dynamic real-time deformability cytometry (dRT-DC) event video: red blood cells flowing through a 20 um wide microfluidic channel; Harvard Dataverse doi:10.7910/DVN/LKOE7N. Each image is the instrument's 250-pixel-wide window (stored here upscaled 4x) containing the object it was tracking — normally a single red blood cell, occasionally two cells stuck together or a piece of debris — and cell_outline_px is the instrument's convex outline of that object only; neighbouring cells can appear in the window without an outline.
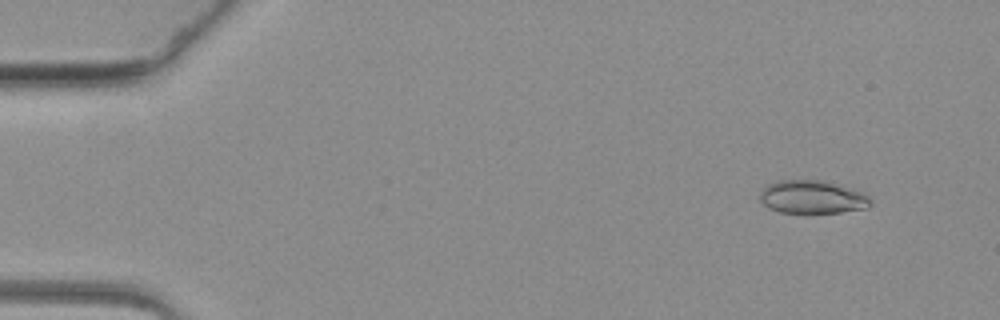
{"species": "common noctule bat (a hibernating species)", "species_latin": "Nyctalus noctula", "temperature_condition": "warm", "stored_images_in_passage": 62, "camera_frame_rate_fps": 3000, "um_per_image_px": 0.085, "animal": {"sex": "female", "body_mass_g": 19.3, "forearm_length_mm": 54.1}, "frame": {"image": 1, "passage_image": 6, "time_ms": 1.667, "image_size_px": [1000, 320], "cell_outline_px": [[872, 204], [868, 208], [840, 212], [808, 216], [780, 212], [768, 208], [760, 200], [760, 192], [768, 184], [776, 180], [820, 180], [852, 188], [864, 192], [872, 200]], "centroid_in_image_um": [69.06, 16.79], "position_along_channel_um": 15.9, "area_um2": 22.25}}
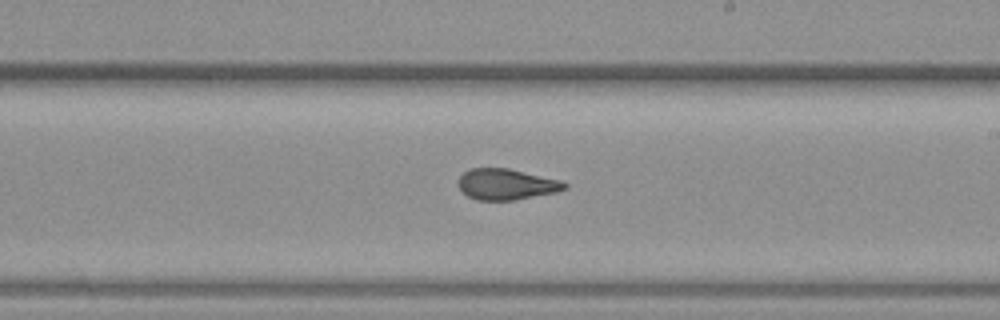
{"frame": {"image": 2, "passage_image": 37, "time_ms": 12.0, "image_size_px": [1000, 320], "cell_outline_px": [[568, 188], [556, 192], [512, 200], [476, 200], [468, 196], [460, 188], [460, 176], [468, 168], [508, 168], [564, 180], [568, 184]], "centroid_in_image_um": [43.1, 15.65], "position_along_channel_um": 245.9, "area_um2": 19.19}}
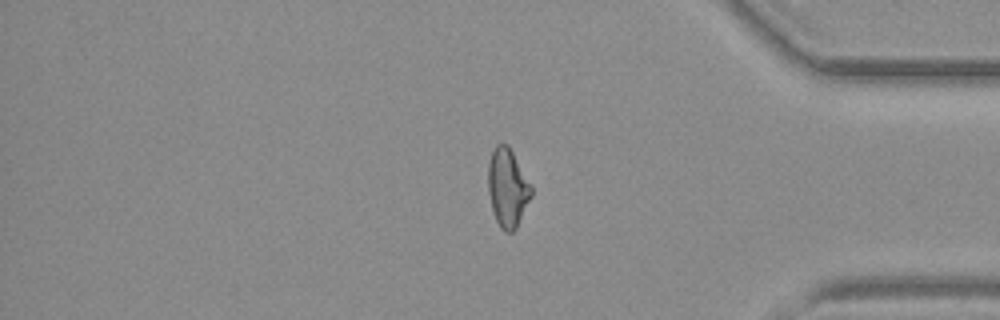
{"frame": {"image": 3, "passage_image": 52, "time_ms": 17.0, "image_size_px": [1000, 320], "cell_outline_px": [[532, 196], [516, 228], [512, 232], [504, 232], [500, 228], [496, 220], [492, 208], [488, 192], [488, 164], [492, 152], [496, 144], [508, 144], [532, 188]], "centroid_in_image_um": [43.13, 15.98], "position_along_channel_um": 392.1, "area_um2": 19.54}}